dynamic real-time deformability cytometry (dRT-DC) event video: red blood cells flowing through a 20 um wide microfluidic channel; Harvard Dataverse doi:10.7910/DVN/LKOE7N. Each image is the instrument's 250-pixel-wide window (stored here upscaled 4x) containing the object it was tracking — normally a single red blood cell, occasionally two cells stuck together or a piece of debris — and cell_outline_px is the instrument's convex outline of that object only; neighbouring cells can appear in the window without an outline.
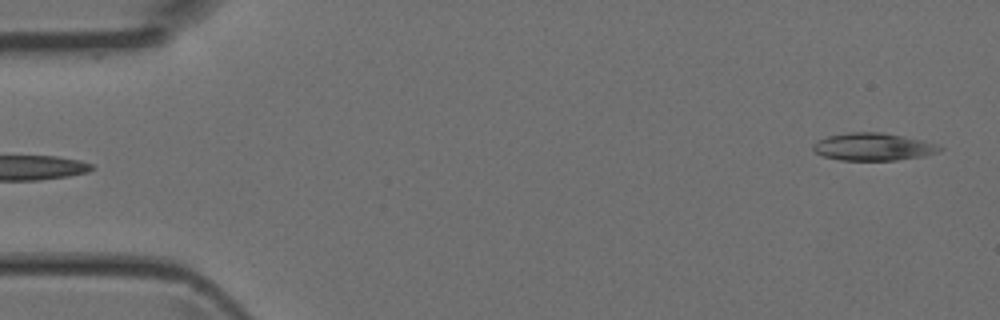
{"species": "Egyptian fruit bat (a non-hibernating species)", "species_latin": "Rousettus aegyptiacus", "temperature_condition": "room temperature", "stored_images_in_passage": 2, "segment_of_instrument_passage": [2, 2], "camera_frame_rate_fps": 3000, "um_per_image_px": 0.085, "animal": {"sex": "female"}, "frame": {"image": 1, "passage_image": 2, "time_ms": 0.333, "image_size_px": [1000, 320], "cell_outline_px": [[944, 148], [940, 152], [924, 156], [896, 160], [840, 160], [824, 156], [816, 152], [812, 148], [812, 144], [828, 136], [848, 132], [884, 132], [904, 136], [936, 144]], "centroid_in_image_um": [74.24, 12.47], "position_along_channel_um": 10.8, "area_um2": 20.29}}